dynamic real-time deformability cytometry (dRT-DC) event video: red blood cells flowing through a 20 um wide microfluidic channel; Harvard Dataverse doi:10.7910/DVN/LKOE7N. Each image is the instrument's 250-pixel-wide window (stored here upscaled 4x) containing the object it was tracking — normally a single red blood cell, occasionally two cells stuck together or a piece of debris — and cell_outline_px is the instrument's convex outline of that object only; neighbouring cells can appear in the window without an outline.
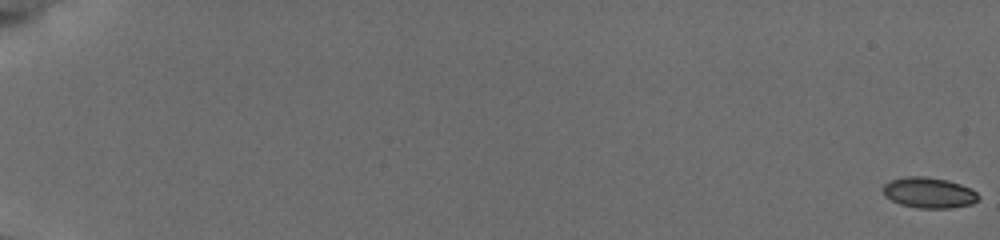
{"species": "common noctule bat (a hibernating species)", "species_latin": "Nyctalus noctula", "temperature_condition": "cold", "stored_images_in_passage": 50, "camera_frame_rate_fps": 3000, "um_per_image_px": 0.085, "animal": {"sex": "female", "body_mass_g": 19.5, "forearm_length_mm": 54.1}, "frame": {"image": 1, "passage_image": 1, "time_ms": 0.0, "image_size_px": [1000, 240], "cell_outline_px": [[980, 200], [972, 204], [952, 208], [916, 208], [900, 204], [884, 196], [880, 188], [888, 180], [904, 176], [924, 176], [948, 180], [960, 184], [976, 192], [980, 196]], "centroid_in_image_um": [78.92, 16.37], "position_along_channel_um": 6.1, "area_um2": 17.4}}
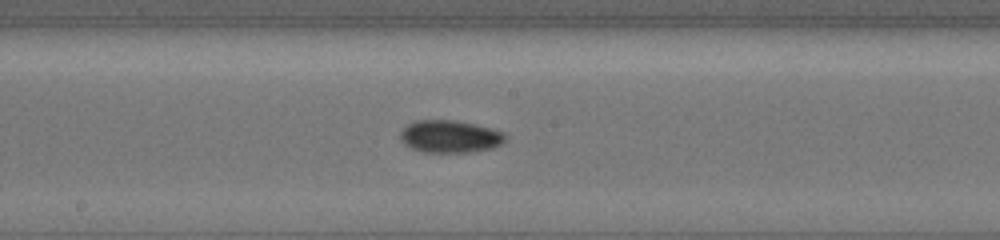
{"frame": {"image": 2, "passage_image": 29, "time_ms": 11.0, "image_size_px": [1000, 240], "cell_outline_px": [[508, 136], [500, 144], [492, 148], [472, 152], [424, 152], [412, 148], [404, 144], [400, 140], [400, 132], [408, 124], [416, 120], [456, 120], [492, 128]], "centroid_in_image_um": [38.23, 11.6], "position_along_channel_um": 210.0, "area_um2": 19.83}}
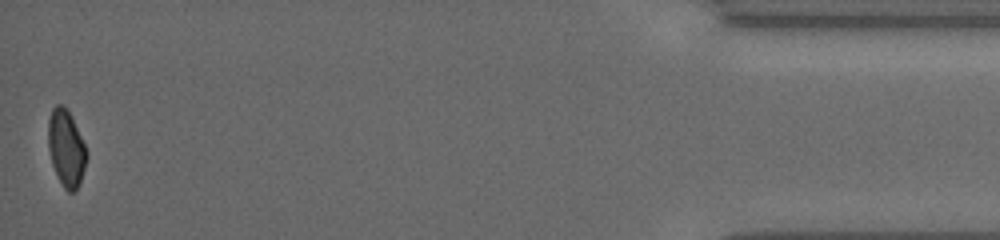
{"frame": {"image": 3, "passage_image": 50, "time_ms": 18.667, "image_size_px": [1000, 240], "cell_outline_px": [[88, 156], [80, 184], [72, 192], [68, 192], [64, 188], [52, 164], [48, 148], [48, 120], [52, 108], [56, 104], [60, 104], [68, 112], [88, 152]], "centroid_in_image_um": [5.62, 12.62], "position_along_channel_um": 429.6, "area_um2": 16.82}, "authors_computed_cell_mechanics": {"area_um2": 18.0047, "velocity_mm_per_s": 3.8394, "shape_relaxation_time_tau1_ms": 4.7611, "shape_relaxation_time_tau2_ms": 10.1722, "deformation_change_tau1": 0.103, "deformation_change_tau2": 0.1089}}